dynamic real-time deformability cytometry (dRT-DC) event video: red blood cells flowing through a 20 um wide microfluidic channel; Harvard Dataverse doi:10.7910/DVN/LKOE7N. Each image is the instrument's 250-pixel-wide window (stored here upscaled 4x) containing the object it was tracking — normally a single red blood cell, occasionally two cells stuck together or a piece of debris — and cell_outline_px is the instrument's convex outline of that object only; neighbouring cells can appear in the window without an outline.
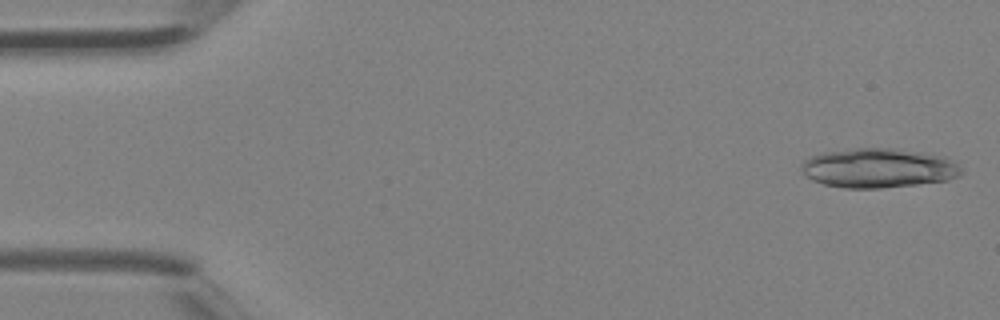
{"species": "Egyptian fruit bat (a non-hibernating species)", "species_latin": "Rousettus aegyptiacus", "temperature_condition": "room temperature", "stored_images_in_passage": 39, "camera_frame_rate_fps": 3000, "um_per_image_px": 0.085, "animal": {"sex": "female"}, "frame": {"image": 1, "passage_image": 1, "time_ms": 0.0, "image_size_px": [1000, 320], "cell_outline_px": [[960, 176], [948, 180], [916, 184], [880, 188], [844, 188], [824, 184], [812, 180], [800, 168], [800, 164], [808, 156], [824, 152], [856, 148], [892, 148], [920, 152], [944, 156], [952, 160], [960, 168]], "centroid_in_image_um": [74.63, 14.28], "position_along_channel_um": 10.4, "area_um2": 36.65}}
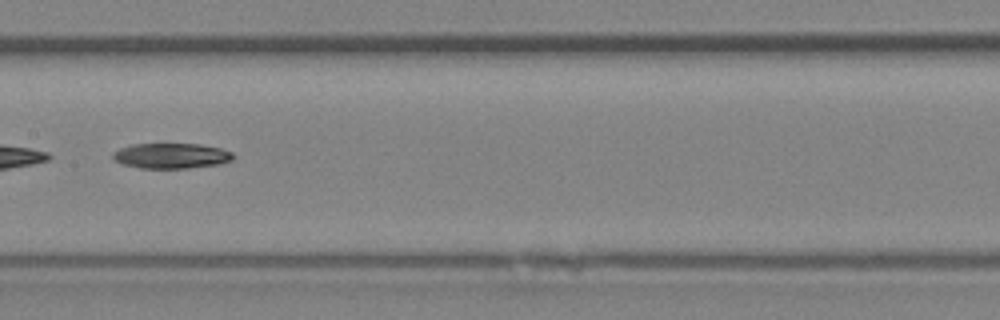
{"frame": {"image": 2, "passage_image": 20, "time_ms": 6.333, "image_size_px": [1000, 320], "cell_outline_px": [[236, 156], [232, 160], [220, 164], [188, 168], [140, 168], [124, 164], [112, 160], [112, 152], [120, 148], [132, 144], [200, 144], [220, 148], [232, 152]], "centroid_in_image_um": [14.56, 13.24], "position_along_channel_um": 192.8, "area_um2": 17.86}}
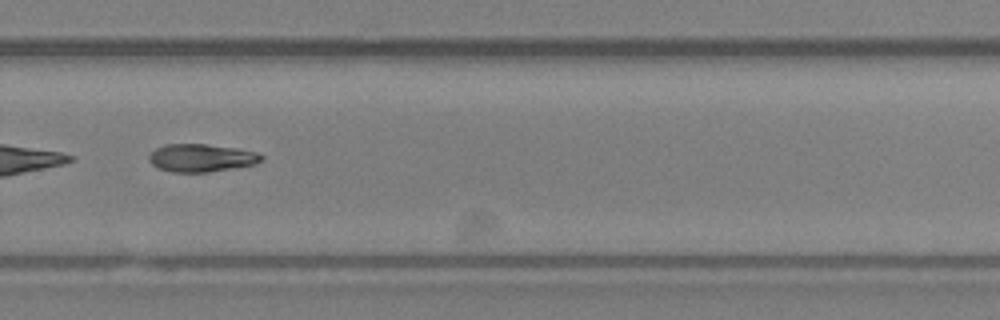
{"frame": {"image": 3, "passage_image": 27, "time_ms": 8.667, "image_size_px": [1000, 320], "cell_outline_px": [[264, 160], [256, 164], [208, 172], [172, 172], [156, 168], [148, 160], [148, 156], [156, 148], [164, 144], [204, 144], [236, 148], [256, 152], [264, 156]], "centroid_in_image_um": [17.1, 13.42], "position_along_channel_um": 312.7, "area_um2": 18.32}}